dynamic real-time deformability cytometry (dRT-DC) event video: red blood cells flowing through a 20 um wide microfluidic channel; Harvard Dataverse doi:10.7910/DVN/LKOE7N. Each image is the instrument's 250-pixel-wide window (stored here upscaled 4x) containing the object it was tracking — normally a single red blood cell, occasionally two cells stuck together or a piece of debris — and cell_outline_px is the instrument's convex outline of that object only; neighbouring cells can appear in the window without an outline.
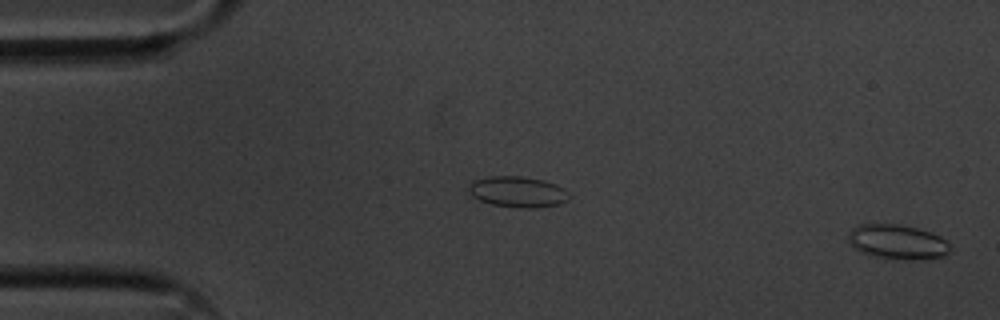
{"species": "common noctule bat (a hibernating species)", "species_latin": "Nyctalus noctula", "temperature_condition": "cold", "stored_images_in_passage": 55, "camera_frame_rate_fps": 3000, "um_per_image_px": 0.085, "animal": {"sex": "male", "body_mass_g": 20.1, "forearm_length_mm": 53.5}, "frame": {"image": 1, "passage_image": 1, "time_ms": 0.0, "image_size_px": [1000, 320], "cell_outline_px": [[948, 252], [944, 256], [924, 260], [912, 260], [868, 256], [852, 248], [848, 240], [848, 232], [852, 228], [860, 224], [900, 224], [932, 232], [940, 236], [948, 244]], "centroid_in_image_um": [76.23, 20.57], "position_along_channel_um": 8.8, "area_um2": 20.81}}
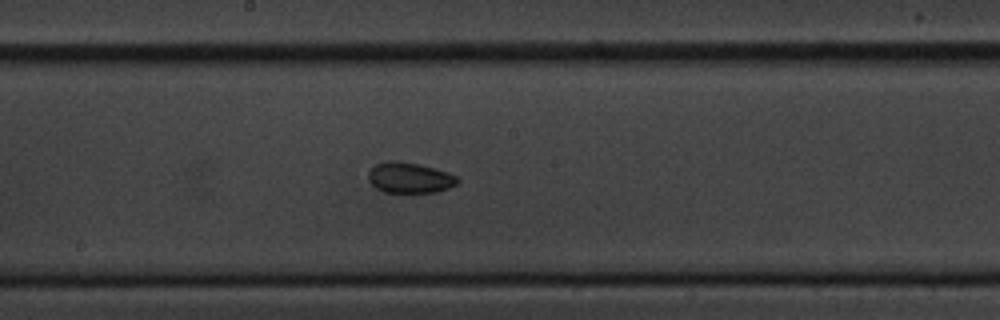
{"frame": {"image": 2, "passage_image": 29, "time_ms": 9.333, "image_size_px": [1000, 320], "cell_outline_px": [[460, 184], [436, 192], [384, 192], [376, 188], [368, 180], [368, 172], [376, 164], [388, 160], [396, 160], [416, 164], [448, 172], [456, 176], [460, 180]], "centroid_in_image_um": [34.83, 15.11], "position_along_channel_um": 213.4, "area_um2": 15.9}}
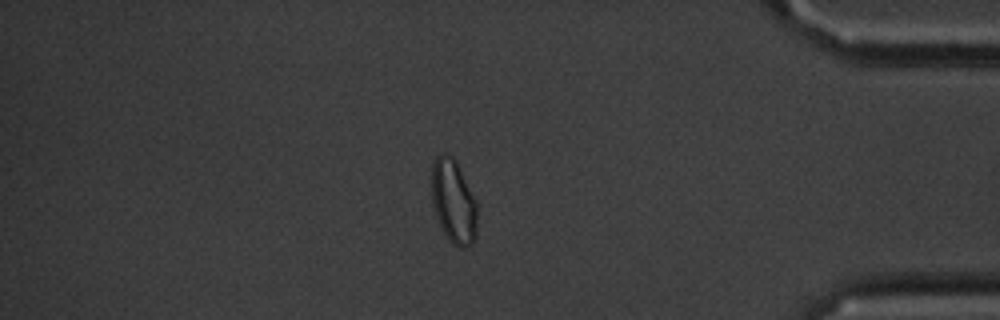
{"frame": {"image": 3, "passage_image": 47, "time_ms": 15.333, "image_size_px": [1000, 320], "cell_outline_px": [[476, 236], [472, 244], [464, 248], [460, 248], [452, 244], [448, 240], [436, 216], [432, 204], [432, 164], [436, 156], [440, 152], [444, 152], [452, 156], [476, 200]], "centroid_in_image_um": [38.53, 17.15], "position_along_channel_um": 396.7, "area_um2": 22.14}, "authors_computed_cell_mechanics": {"area_um2": 17.1666, "velocity_mm_per_s": 3.5931, "shape_relaxation_time_tau1_ms": 4.7723, "shape_relaxation_time_tau2_ms": 2.5453, "deformation_change_tau1": 0.0989, "deformation_change_tau2": 0.0576}}